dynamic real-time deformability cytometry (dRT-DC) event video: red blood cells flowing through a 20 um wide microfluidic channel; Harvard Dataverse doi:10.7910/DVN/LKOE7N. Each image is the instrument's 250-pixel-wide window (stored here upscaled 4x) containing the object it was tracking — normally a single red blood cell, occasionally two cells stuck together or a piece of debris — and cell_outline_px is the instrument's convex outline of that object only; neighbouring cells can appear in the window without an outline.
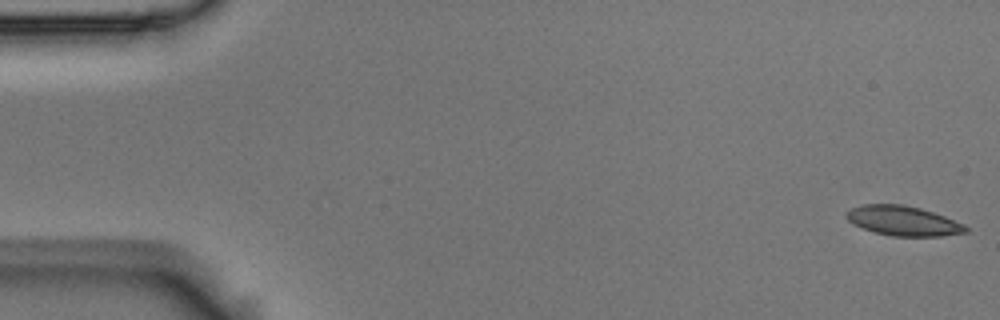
{"species": "Egyptian fruit bat (a non-hibernating species)", "species_latin": "Rousettus aegyptiacus", "temperature_condition": "room temperature", "stored_images_in_passage": 6, "camera_frame_rate_fps": 3000, "um_per_image_px": 0.085, "animal": {"sex": "male"}, "frame": {"image": 1, "passage_image": 1, "time_ms": 0.0, "image_size_px": [1000, 320], "cell_outline_px": [[968, 232], [940, 236], [892, 236], [860, 228], [852, 224], [844, 216], [844, 212], [860, 204], [904, 204], [920, 208], [944, 216], [964, 224], [968, 228]], "centroid_in_image_um": [76.72, 18.76], "position_along_channel_um": 8.3, "area_um2": 20.81}}
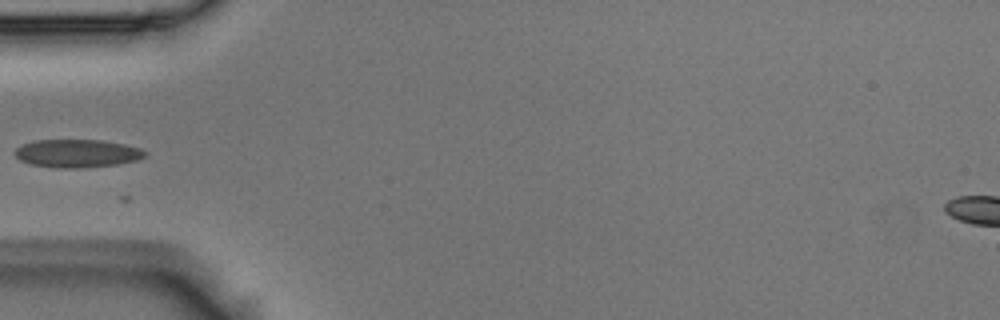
{"frame": {"image": 2, "passage_image": 5, "time_ms": 1.333, "image_size_px": [1000, 320], "cell_outline_px": [[148, 156], [136, 160], [116, 164], [80, 168], [52, 168], [32, 164], [20, 160], [12, 152], [16, 148], [24, 144], [36, 140], [100, 140], [124, 144], [140, 148], [148, 152]], "centroid_in_image_um": [6.56, 13.04], "position_along_channel_um": 78.4, "area_um2": 21.33}}
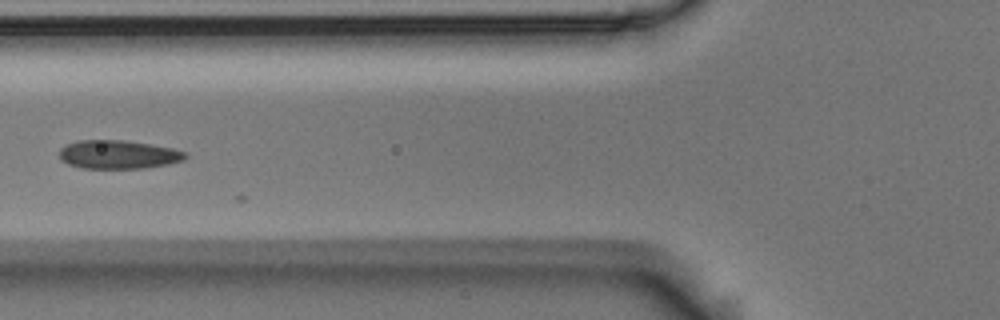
{"frame": {"image": 3, "passage_image": 6, "time_ms": 1.667, "image_size_px": [1000, 320], "cell_outline_px": [[188, 156], [184, 160], [168, 164], [144, 168], [80, 168], [68, 164], [60, 160], [60, 148], [68, 144], [80, 140], [124, 140], [172, 148], [188, 152]], "centroid_in_image_um": [10.07, 13.14], "position_along_channel_um": 115.7, "area_um2": 20.98}}